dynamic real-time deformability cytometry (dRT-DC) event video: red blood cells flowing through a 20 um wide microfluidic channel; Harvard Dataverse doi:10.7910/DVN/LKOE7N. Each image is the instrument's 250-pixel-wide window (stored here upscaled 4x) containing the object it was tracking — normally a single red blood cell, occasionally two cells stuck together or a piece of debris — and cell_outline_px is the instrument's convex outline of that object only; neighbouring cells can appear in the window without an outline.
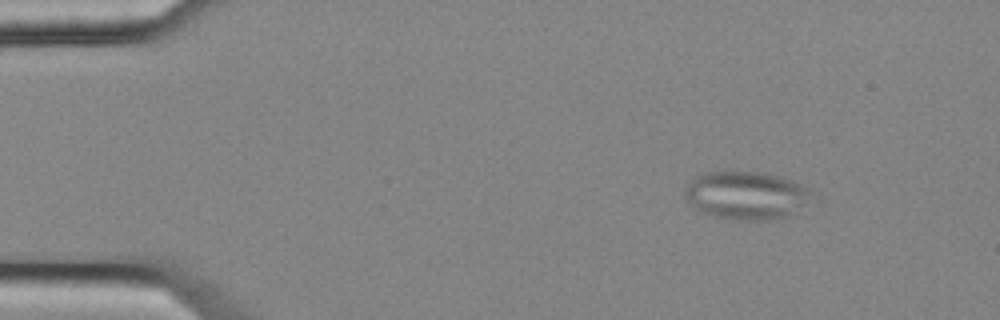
{"species": "common noctule bat (a hibernating species)", "species_latin": "Nyctalus noctula", "temperature_condition": "cold", "stored_images_in_passage": 10, "camera_frame_rate_fps": 3000, "um_per_image_px": 0.085, "animal": {"sex": "female", "body_mass_g": 25.1}, "frame": {"image": 1, "passage_image": 2, "time_ms": 0.333, "image_size_px": [1000, 320], "cell_outline_px": [[808, 192], [804, 204], [784, 216], [768, 220], [736, 220], [716, 216], [704, 212], [696, 208], [684, 196], [684, 188], [696, 176], [704, 172], [756, 172], [776, 176], [792, 180], [808, 188]], "centroid_in_image_um": [63.33, 16.59], "position_along_channel_um": 21.7, "area_um2": 34.39}}